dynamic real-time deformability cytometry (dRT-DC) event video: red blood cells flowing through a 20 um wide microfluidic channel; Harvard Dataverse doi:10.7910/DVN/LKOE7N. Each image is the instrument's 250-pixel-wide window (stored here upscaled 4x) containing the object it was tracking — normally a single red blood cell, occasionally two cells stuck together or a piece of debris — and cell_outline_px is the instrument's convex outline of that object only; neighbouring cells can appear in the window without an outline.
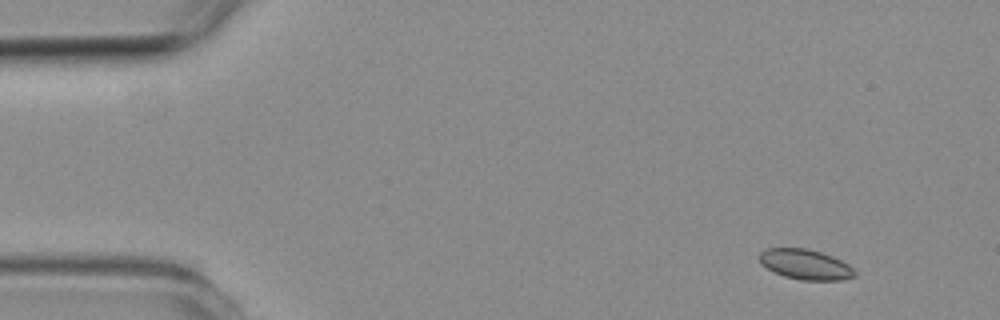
{"species": "common noctule bat (a hibernating species)", "species_latin": "Nyctalus noctula", "temperature_condition": "room temperature", "stored_images_in_passage": 4, "camera_frame_rate_fps": 3000, "um_per_image_px": 0.085, "animal": {"sex": "female", "body_mass_g": 19.3, "forearm_length_mm": 54.1}, "frame": {"image": 1, "passage_image": 1, "time_ms": 0.0, "image_size_px": [1000, 320], "cell_outline_px": [[856, 276], [840, 280], [800, 280], [784, 276], [760, 264], [756, 256], [764, 248], [808, 248], [832, 256], [848, 264], [856, 272]], "centroid_in_image_um": [68.41, 22.46], "position_along_channel_um": 16.6, "area_um2": 16.88}}
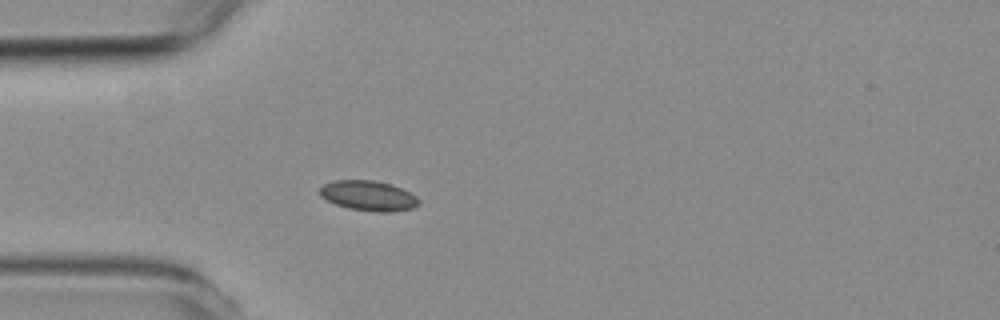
{"frame": {"image": 2, "passage_image": 4, "time_ms": 3.333, "image_size_px": [1000, 320], "cell_outline_px": [[420, 204], [412, 208], [392, 212], [372, 212], [348, 208], [336, 204], [320, 196], [320, 188], [324, 184], [332, 180], [372, 180], [392, 184], [416, 196], [420, 200]], "centroid_in_image_um": [31.32, 16.64], "position_along_channel_um": 53.7, "area_um2": 17.4}}